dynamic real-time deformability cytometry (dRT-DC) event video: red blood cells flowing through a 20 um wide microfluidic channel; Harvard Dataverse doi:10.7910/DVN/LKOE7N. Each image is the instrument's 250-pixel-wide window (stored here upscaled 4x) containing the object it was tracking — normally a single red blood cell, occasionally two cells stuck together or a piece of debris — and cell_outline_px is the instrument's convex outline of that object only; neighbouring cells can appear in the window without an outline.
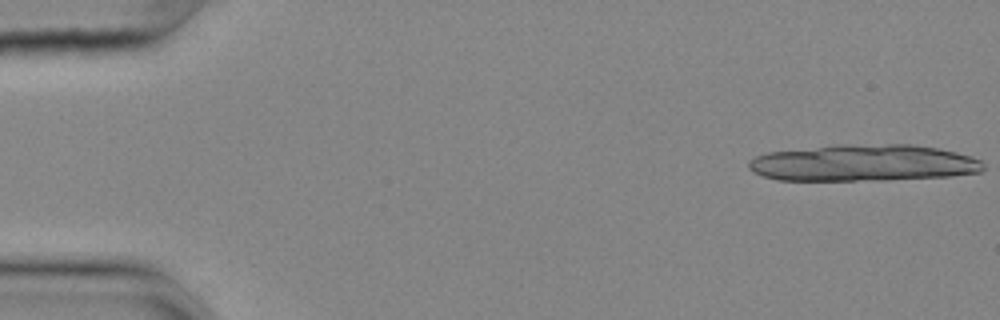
{"species": "common noctule bat (a hibernating species)", "species_latin": "Nyctalus noctula", "temperature_condition": "cold", "stored_images_in_passage": 10, "camera_frame_rate_fps": 3000, "um_per_image_px": 0.085, "animal": {"sex": "female", "body_mass_g": 25.1}, "frame": {"image": 1, "passage_image": 1, "time_ms": 0.0, "image_size_px": [1000, 320], "cell_outline_px": [[984, 168], [980, 172], [948, 176], [884, 180], [776, 180], [752, 172], [748, 168], [748, 164], [756, 156], [768, 152], [840, 144], [912, 144], [940, 148], [956, 152], [980, 160], [984, 164]], "centroid_in_image_um": [73.39, 13.84], "position_along_channel_um": 11.6, "area_um2": 50.23}}